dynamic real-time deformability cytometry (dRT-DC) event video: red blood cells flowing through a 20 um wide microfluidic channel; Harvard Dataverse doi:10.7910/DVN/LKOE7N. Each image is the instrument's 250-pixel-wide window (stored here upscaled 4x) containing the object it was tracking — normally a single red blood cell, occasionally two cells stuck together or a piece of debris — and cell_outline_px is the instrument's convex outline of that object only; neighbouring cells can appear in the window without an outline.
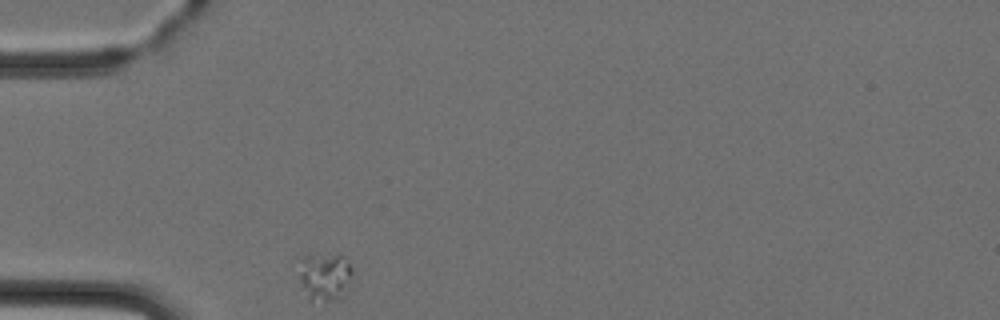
{"species": "Egyptian fruit bat (a non-hibernating species)", "species_latin": "Rousettus aegyptiacus", "temperature_condition": "cold", "stored_images_in_passage": 1, "camera_frame_rate_fps": 3000, "um_per_image_px": 0.085, "animal": {"sex": "female"}, "frame": {"image": 1, "passage_image": 1, "time_ms": 0.0, "image_size_px": [1000, 320], "cell_outline_px": [[352, 288], [344, 296], [336, 300], [308, 300], [300, 280], [296, 256], [336, 252], [340, 252], [344, 256], [352, 268]], "centroid_in_image_um": [27.63, 23.44], "position_along_channel_um": 57.4, "area_um2": 16.13}}